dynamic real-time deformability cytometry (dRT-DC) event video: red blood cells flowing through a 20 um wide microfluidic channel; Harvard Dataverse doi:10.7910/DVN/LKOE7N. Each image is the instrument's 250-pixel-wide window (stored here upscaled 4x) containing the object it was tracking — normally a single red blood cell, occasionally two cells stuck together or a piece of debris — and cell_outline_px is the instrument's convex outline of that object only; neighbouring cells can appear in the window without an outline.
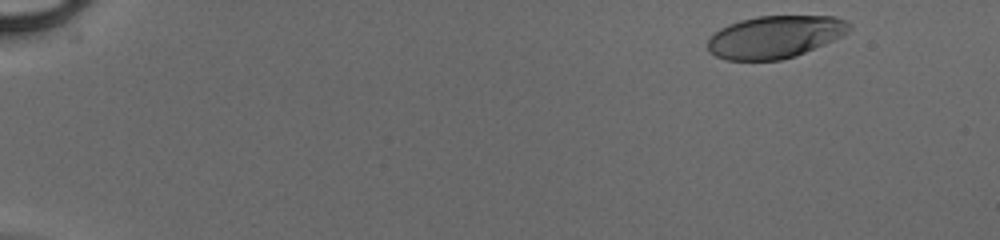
{"species": "human", "species_latin": "Homo sapiens", "temperature_condition": "cold", "stored_images_in_passage": 46, "camera_frame_rate_fps": 3000, "um_per_image_px": 0.085, "donor": {"sex": "male"}, "frame": {"image": 1, "passage_image": 2, "time_ms": 0.333, "image_size_px": [1000, 240], "cell_outline_px": [[852, 28], [848, 32], [824, 44], [796, 56], [780, 60], [728, 60], [716, 56], [708, 48], [708, 40], [720, 28], [728, 24], [740, 20], [756, 16], [832, 16], [848, 20], [852, 24]], "centroid_in_image_um": [65.9, 3.12], "position_along_channel_um": 19.1, "area_um2": 34.91}}
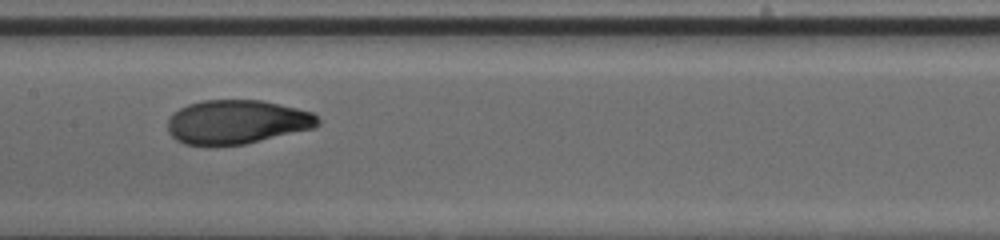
{"frame": {"image": 2, "passage_image": 24, "time_ms": 7.667, "image_size_px": [1000, 240], "cell_outline_px": [[320, 124], [316, 128], [244, 144], [184, 144], [176, 140], [168, 132], [168, 120], [180, 108], [188, 104], [204, 100], [260, 100], [296, 108], [312, 112], [320, 120]], "centroid_in_image_um": [20.17, 10.36], "position_along_channel_um": 187.2, "area_um2": 38.15}}
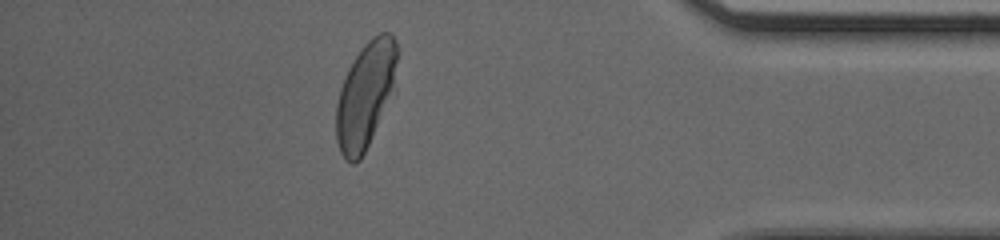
{"frame": {"image": 3, "passage_image": 41, "time_ms": 13.333, "image_size_px": [1000, 240], "cell_outline_px": [[400, 52], [392, 84], [368, 144], [360, 160], [356, 164], [352, 164], [340, 152], [336, 140], [336, 104], [340, 88], [348, 68], [364, 44], [372, 36], [380, 32], [392, 32], [396, 40]], "centroid_in_image_um": [31.03, 8.0], "position_along_channel_um": 404.2, "area_um2": 36.65}}